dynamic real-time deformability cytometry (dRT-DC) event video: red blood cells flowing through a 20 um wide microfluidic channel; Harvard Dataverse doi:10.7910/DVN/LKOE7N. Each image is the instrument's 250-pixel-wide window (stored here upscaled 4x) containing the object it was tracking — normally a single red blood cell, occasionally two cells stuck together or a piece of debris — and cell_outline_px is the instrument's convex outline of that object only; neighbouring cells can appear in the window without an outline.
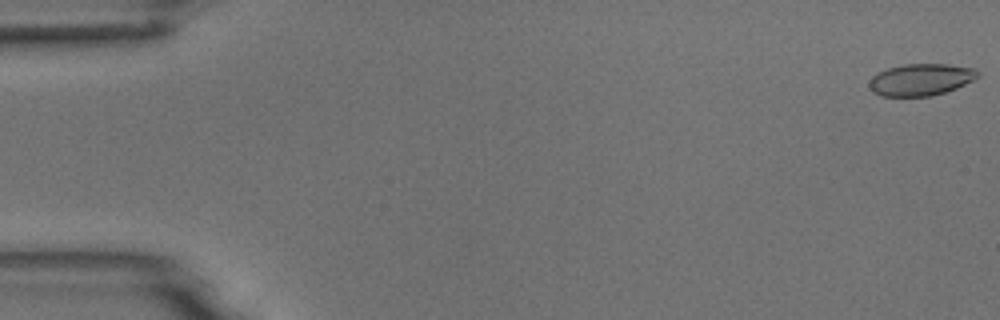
{"species": "common noctule bat (a hibernating species)", "species_latin": "Nyctalus noctula", "temperature_condition": "room temperature", "stored_images_in_passage": 55, "camera_frame_rate_fps": 3000, "um_per_image_px": 0.085, "animal": {"sex": "male", "body_mass_g": 18.8}, "frame": {"image": 1, "passage_image": 1, "time_ms": 0.0, "image_size_px": [1000, 320], "cell_outline_px": [[980, 76], [956, 88], [932, 96], [880, 96], [872, 92], [868, 84], [872, 76], [888, 68], [904, 64], [948, 64], [976, 68], [980, 72]], "centroid_in_image_um": [78.28, 6.76], "position_along_channel_um": 6.7, "area_um2": 20.23}}
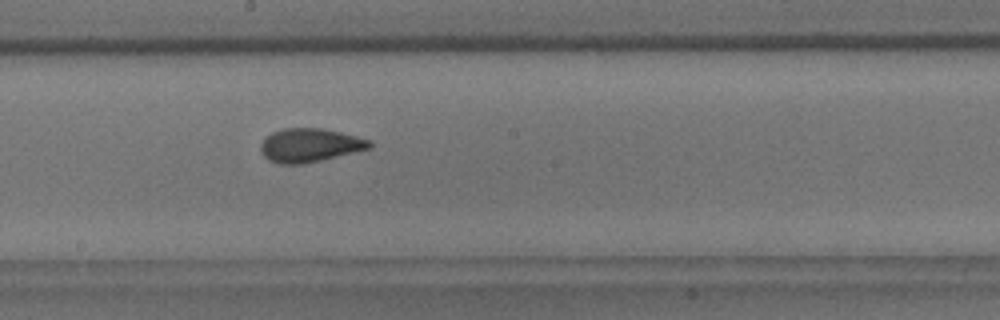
{"frame": {"image": 2, "passage_image": 30, "time_ms": 9.667, "image_size_px": [1000, 320], "cell_outline_px": [[372, 148], [304, 164], [280, 164], [268, 160], [260, 152], [260, 144], [272, 132], [284, 128], [320, 128], [340, 132], [372, 140]], "centroid_in_image_um": [26.34, 12.35], "position_along_channel_um": 221.9, "area_um2": 21.39}}
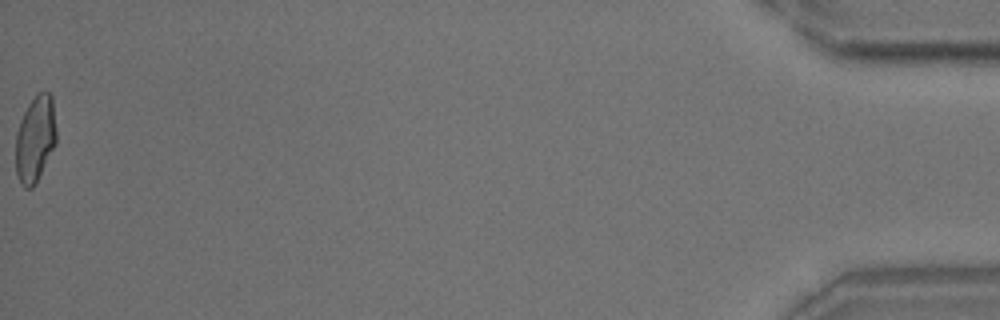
{"frame": {"image": 3, "passage_image": 55, "time_ms": 18.0, "image_size_px": [1000, 320], "cell_outline_px": [[56, 144], [36, 184], [32, 188], [24, 188], [20, 184], [16, 172], [16, 132], [20, 120], [28, 104], [40, 92], [48, 92], [52, 96], [56, 128]], "centroid_in_image_um": [3.0, 11.85], "position_along_channel_um": 432.2, "area_um2": 20.58}, "authors_computed_cell_mechanics": {"area_um2": 20.7502, "velocity_mm_per_s": 3.7186, "shape_relaxation_time_tau1_ms": 4.9134, "shape_relaxation_time_tau2_ms": 1.1131, "deformation_change_tau1": 0.1524, "deformation_change_tau2": 0.0535}}